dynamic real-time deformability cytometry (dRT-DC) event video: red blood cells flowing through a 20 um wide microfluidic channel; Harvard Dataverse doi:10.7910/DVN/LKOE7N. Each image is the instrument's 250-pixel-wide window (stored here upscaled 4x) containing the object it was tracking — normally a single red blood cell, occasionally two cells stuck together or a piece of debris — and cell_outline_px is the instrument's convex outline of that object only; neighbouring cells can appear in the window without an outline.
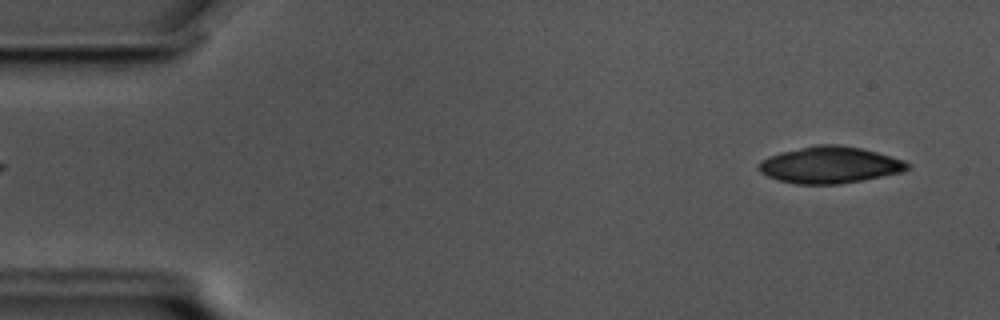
{"species": "common noctule bat (a hibernating species)", "species_latin": "Nyctalus noctula", "temperature_condition": "cold", "stored_images_in_passage": 28, "camera_frame_rate_fps": 3000, "um_per_image_px": 0.085, "animal": {"sex": "male", "body_mass_g": 17.5, "forearm_length_mm": 52.3}, "frame": {"image": 1, "passage_image": 2, "time_ms": 0.333, "image_size_px": [1000, 320], "cell_outline_px": [[912, 164], [908, 168], [900, 172], [840, 184], [796, 184], [780, 180], [768, 176], [760, 172], [756, 164], [760, 160], [768, 156], [780, 152], [816, 144], [840, 144], [860, 148], [876, 152], [904, 160]], "centroid_in_image_um": [70.48, 14.0], "position_along_channel_um": 14.5, "area_um2": 31.67}}